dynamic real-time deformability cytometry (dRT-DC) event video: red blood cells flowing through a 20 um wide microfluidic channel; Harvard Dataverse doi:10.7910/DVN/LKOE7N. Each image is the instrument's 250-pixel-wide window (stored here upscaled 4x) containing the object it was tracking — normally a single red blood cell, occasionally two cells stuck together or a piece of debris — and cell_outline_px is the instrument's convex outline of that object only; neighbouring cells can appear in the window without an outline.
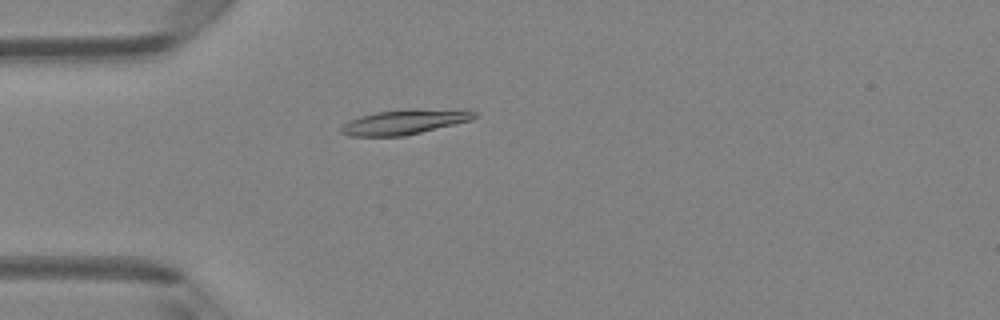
{"species": "Egyptian fruit bat (a non-hibernating species)", "species_latin": "Rousettus aegyptiacus", "temperature_condition": "room temperature", "stored_images_in_passage": 4, "camera_frame_rate_fps": 3000, "um_per_image_px": 0.085, "animal": {"sex": "female"}, "frame": {"image": 1, "passage_image": 4, "time_ms": 3.333, "image_size_px": [1000, 320], "cell_outline_px": [[476, 116], [472, 120], [404, 136], [348, 136], [340, 132], [340, 128], [348, 120], [360, 116], [376, 112], [408, 108], [412, 108], [476, 112]], "centroid_in_image_um": [34.29, 10.37], "position_along_channel_um": 50.7, "area_um2": 19.07}}